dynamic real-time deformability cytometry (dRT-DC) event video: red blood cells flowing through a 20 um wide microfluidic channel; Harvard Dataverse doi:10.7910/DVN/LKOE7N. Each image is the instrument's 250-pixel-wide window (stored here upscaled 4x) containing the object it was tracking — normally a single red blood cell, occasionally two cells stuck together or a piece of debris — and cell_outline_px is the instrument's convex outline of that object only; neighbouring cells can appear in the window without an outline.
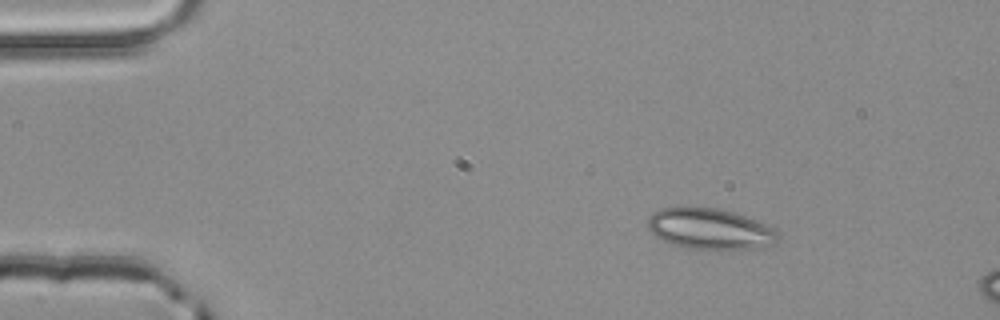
{"species": "common noctule bat (a hibernating species)", "species_latin": "Nyctalus noctula", "temperature_condition": "room temperature", "stored_images_in_passage": 3, "camera_frame_rate_fps": 3000, "um_per_image_px": 0.085, "animal": {"sex": "male", "body_mass_g": 20.4}, "frame": {"image": 1, "passage_image": 1, "time_ms": 0.0, "image_size_px": [1000, 320], "cell_outline_px": [[780, 236], [776, 244], [752, 248], [688, 248], [672, 244], [656, 236], [648, 228], [648, 216], [652, 212], [660, 208], [720, 208], [756, 220], [776, 228], [780, 232]], "centroid_in_image_um": [60.38, 19.44], "position_along_channel_um": 24.6, "area_um2": 30.69}}